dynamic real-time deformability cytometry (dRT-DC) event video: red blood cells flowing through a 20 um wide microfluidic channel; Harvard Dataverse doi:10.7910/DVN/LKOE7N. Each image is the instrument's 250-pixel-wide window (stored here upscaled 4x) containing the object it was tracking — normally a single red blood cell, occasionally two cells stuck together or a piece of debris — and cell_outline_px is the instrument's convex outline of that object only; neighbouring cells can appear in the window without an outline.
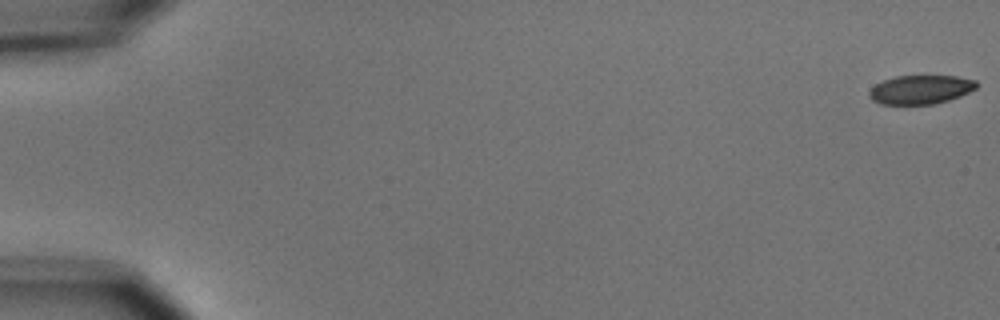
{"species": "common noctule bat (a hibernating species)", "species_latin": "Nyctalus noctula", "temperature_condition": "cold", "stored_images_in_passage": 3, "camera_frame_rate_fps": 3000, "um_per_image_px": 0.085, "animal": {"sex": "male", "body_mass_g": 15.6}, "frame": {"image": 1, "passage_image": 1, "time_ms": 0.0, "image_size_px": [1000, 320], "cell_outline_px": [[976, 88], [960, 96], [936, 104], [880, 104], [872, 100], [868, 96], [868, 92], [876, 84], [884, 80], [896, 76], [956, 76], [976, 80]], "centroid_in_image_um": [78.23, 7.62], "position_along_channel_um": 6.8, "area_um2": 17.98}}